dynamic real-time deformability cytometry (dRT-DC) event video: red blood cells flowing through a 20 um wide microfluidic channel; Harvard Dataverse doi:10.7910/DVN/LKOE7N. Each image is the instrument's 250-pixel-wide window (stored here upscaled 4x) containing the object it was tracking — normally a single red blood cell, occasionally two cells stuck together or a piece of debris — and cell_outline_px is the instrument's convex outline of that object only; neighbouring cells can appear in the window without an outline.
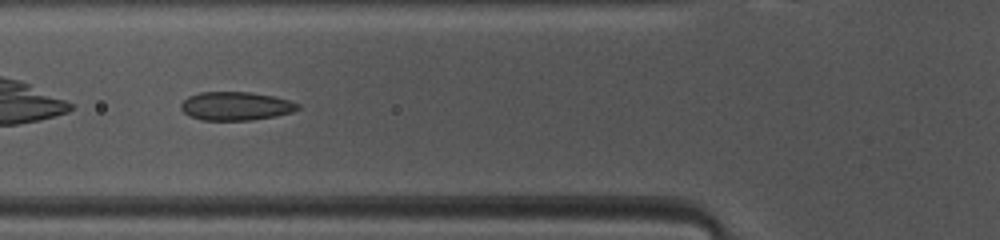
{"species": "common noctule bat (a hibernating species)", "species_latin": "Nyctalus noctula", "temperature_condition": "warm", "stored_images_in_passage": 33, "camera_frame_rate_fps": 3000, "um_per_image_px": 0.085, "animal": {"sex": "female", "body_mass_g": 10.0, "forearm_length_mm": 53.1}, "frame": {"image": 1, "passage_image": 4, "time_ms": 1.0, "image_size_px": [1000, 240], "cell_outline_px": [[300, 108], [292, 112], [276, 116], [252, 120], [204, 120], [188, 116], [180, 108], [180, 104], [188, 96], [200, 92], [248, 92], [272, 96], [288, 100], [300, 104]], "centroid_in_image_um": [20.02, 9.02], "position_along_channel_um": 105.8, "area_um2": 19.42}}
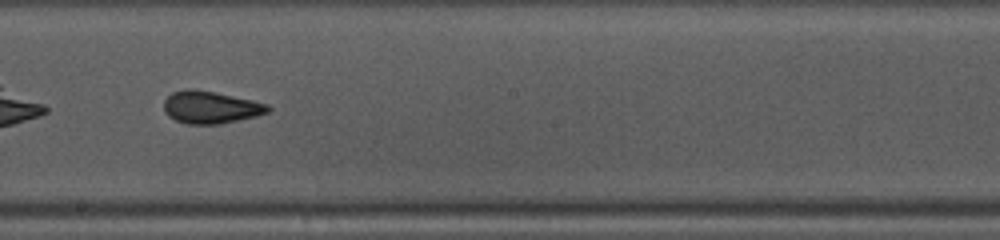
{"frame": {"image": 2, "passage_image": 13, "time_ms": 4.0, "image_size_px": [1000, 240], "cell_outline_px": [[272, 108], [268, 112], [256, 116], [220, 124], [188, 124], [176, 120], [168, 116], [164, 112], [164, 100], [172, 92], [184, 88], [192, 88], [216, 92], [252, 100], [268, 104]], "centroid_in_image_um": [17.89, 9.11], "position_along_channel_um": 230.3, "area_um2": 19.77}}
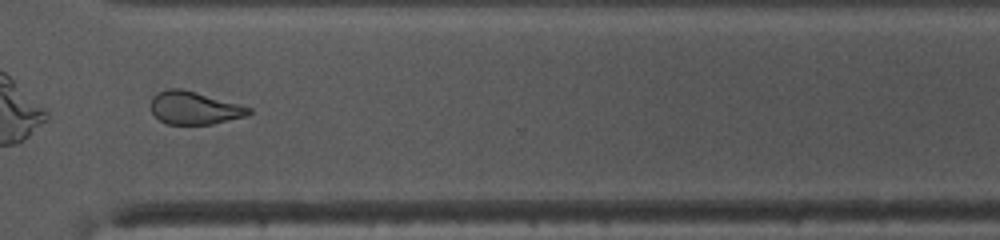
{"frame": {"image": 3, "passage_image": 22, "time_ms": 7.0, "image_size_px": [1000, 240], "cell_outline_px": [[252, 112], [244, 116], [212, 124], [168, 124], [160, 120], [152, 112], [152, 96], [168, 88], [180, 88], [252, 108]], "centroid_in_image_um": [16.5, 9.18], "position_along_channel_um": 354.1, "area_um2": 18.26}, "authors_computed_cell_mechanics": {"area_um2": 19.4208, "velocity_mm_per_s": 4.1348, "shape_relaxation_time_tau1_ms": 8.8178, "shape_relaxation_time_tau2_ms": 1.3163, "deformation_change_tau1": 0.1815, "deformation_change_tau2": 0.0705}}